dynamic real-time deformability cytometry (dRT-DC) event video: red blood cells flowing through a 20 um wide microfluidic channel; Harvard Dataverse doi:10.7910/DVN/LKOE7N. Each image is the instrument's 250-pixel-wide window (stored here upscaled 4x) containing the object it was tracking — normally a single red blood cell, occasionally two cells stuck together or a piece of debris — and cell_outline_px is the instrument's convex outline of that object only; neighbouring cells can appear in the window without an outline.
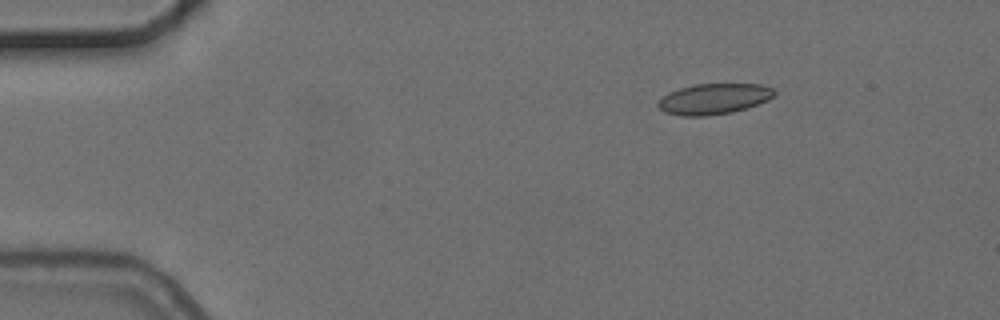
{"species": "common noctule bat (a hibernating species)", "species_latin": "Nyctalus noctula", "temperature_condition": "cold", "stored_images_in_passage": 5, "camera_frame_rate_fps": 3000, "um_per_image_px": 0.085, "animal": {"sex": "female", "body_mass_g": 24.6, "forearm_length_mm": 56.2}, "frame": {"image": 1, "passage_image": 1, "time_ms": 0.0, "image_size_px": [1000, 320], "cell_outline_px": [[776, 92], [768, 100], [748, 108], [732, 112], [708, 116], [680, 116], [664, 112], [656, 104], [668, 92], [680, 88], [696, 84], [760, 84], [772, 88]], "centroid_in_image_um": [60.67, 8.41], "position_along_channel_um": 24.3, "area_um2": 20.81}}
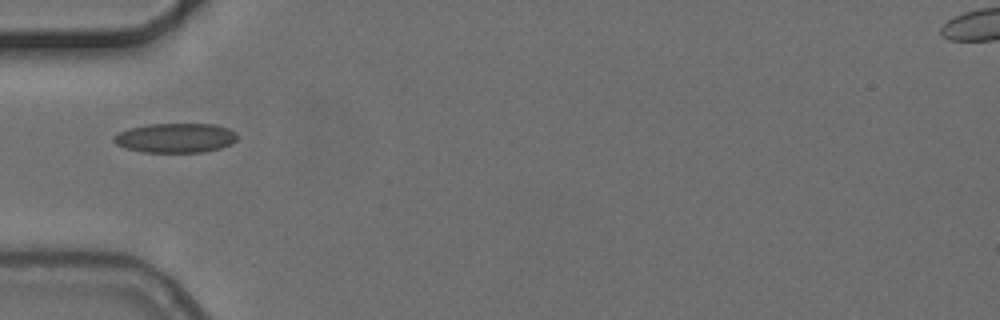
{"frame": {"image": 2, "passage_image": 4, "time_ms": 3.333, "image_size_px": [1000, 320], "cell_outline_px": [[236, 140], [232, 144], [220, 148], [204, 152], [140, 152], [124, 148], [116, 144], [112, 140], [112, 136], [128, 128], [148, 124], [216, 124], [228, 128], [236, 132]], "centroid_in_image_um": [14.89, 11.72], "position_along_channel_um": 70.1, "area_um2": 21.44}}
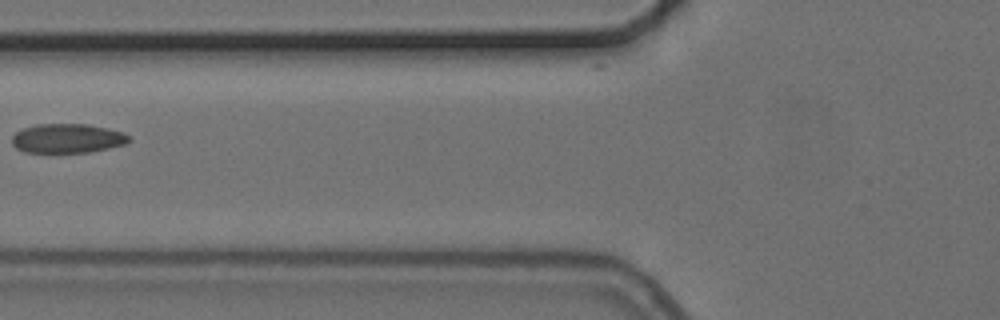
{"frame": {"image": 3, "passage_image": 5, "time_ms": 4.667, "image_size_px": [1000, 320], "cell_outline_px": [[132, 140], [124, 144], [108, 148], [88, 152], [24, 152], [16, 148], [12, 144], [12, 136], [16, 132], [24, 128], [36, 124], [88, 124], [108, 128], [124, 132], [132, 136]], "centroid_in_image_um": [5.76, 11.75], "position_along_channel_um": 120.0, "area_um2": 20.06}}